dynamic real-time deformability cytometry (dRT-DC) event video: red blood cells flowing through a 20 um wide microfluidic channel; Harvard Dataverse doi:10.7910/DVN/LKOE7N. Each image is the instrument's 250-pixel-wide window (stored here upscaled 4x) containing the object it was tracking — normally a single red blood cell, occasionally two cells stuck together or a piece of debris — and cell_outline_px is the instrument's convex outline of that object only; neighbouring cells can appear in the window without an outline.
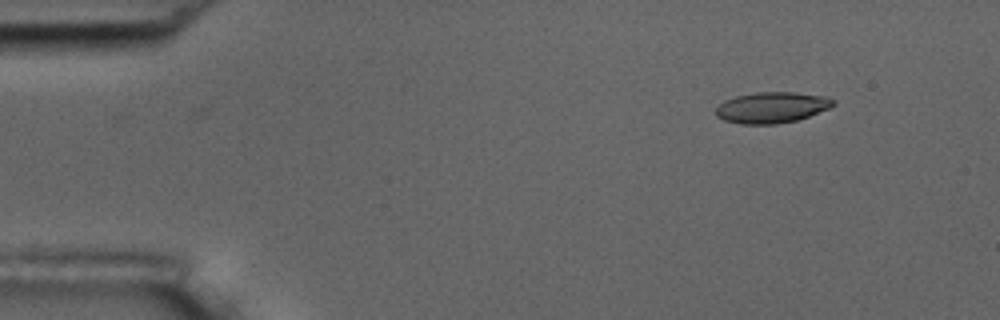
{"species": "common noctule bat (a hibernating species)", "species_latin": "Nyctalus noctula", "temperature_condition": "room temperature", "stored_images_in_passage": 4, "camera_frame_rate_fps": 3000, "um_per_image_px": 0.085, "animal": {"sex": "male", "body_mass_g": 17.5, "forearm_length_mm": 52.3}, "frame": {"image": 1, "passage_image": 1, "time_ms": 0.0, "image_size_px": [1000, 320], "cell_outline_px": [[836, 104], [828, 108], [808, 116], [796, 120], [776, 124], [740, 124], [724, 120], [716, 116], [716, 108], [724, 100], [736, 96], [756, 92], [796, 92], [828, 96], [836, 100]], "centroid_in_image_um": [65.62, 9.12], "position_along_channel_um": 19.4, "area_um2": 21.27}}
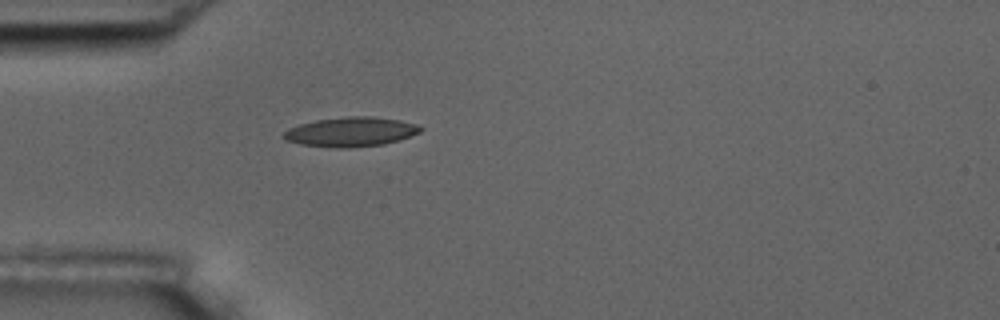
{"frame": {"image": 2, "passage_image": 4, "time_ms": 1.0, "image_size_px": [1000, 320], "cell_outline_px": [[424, 128], [420, 132], [384, 144], [348, 148], [332, 148], [300, 144], [284, 140], [284, 132], [288, 128], [300, 124], [316, 120], [348, 116], [372, 116], [400, 120], [416, 124]], "centroid_in_image_um": [29.79, 11.21], "position_along_channel_um": 55.2, "area_um2": 23.47}}